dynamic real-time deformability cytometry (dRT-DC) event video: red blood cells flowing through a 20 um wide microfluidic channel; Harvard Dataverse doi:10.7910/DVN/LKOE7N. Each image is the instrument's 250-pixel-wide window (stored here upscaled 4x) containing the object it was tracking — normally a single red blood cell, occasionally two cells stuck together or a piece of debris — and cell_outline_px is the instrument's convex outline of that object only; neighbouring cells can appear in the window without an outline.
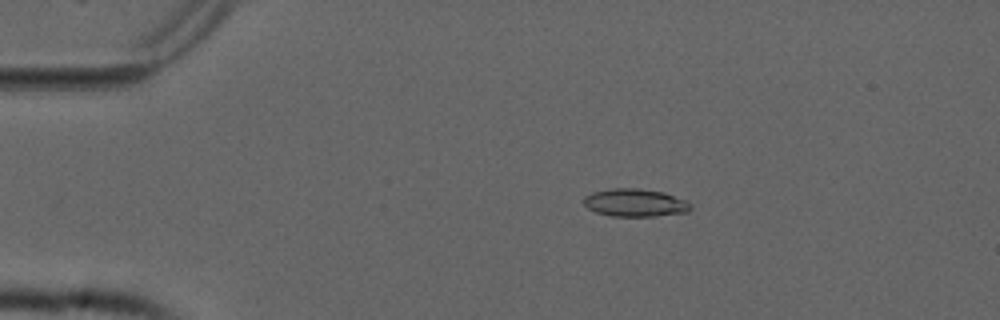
{"species": "common noctule bat (a hibernating species)", "species_latin": "Nyctalus noctula", "temperature_condition": "cold", "stored_images_in_passage": 41, "camera_frame_rate_fps": 3000, "um_per_image_px": 0.085, "animal": {"sex": "male", "forearm_length_mm": 52.5}, "frame": {"image": 1, "passage_image": 10, "time_ms": 3.0, "image_size_px": [1000, 320], "cell_outline_px": [[692, 208], [688, 212], [656, 216], [612, 216], [596, 212], [588, 208], [584, 204], [584, 196], [592, 192], [612, 188], [640, 188], [664, 192], [684, 200], [692, 204]], "centroid_in_image_um": [53.99, 17.23], "position_along_channel_um": 31.0, "area_um2": 17.4}}
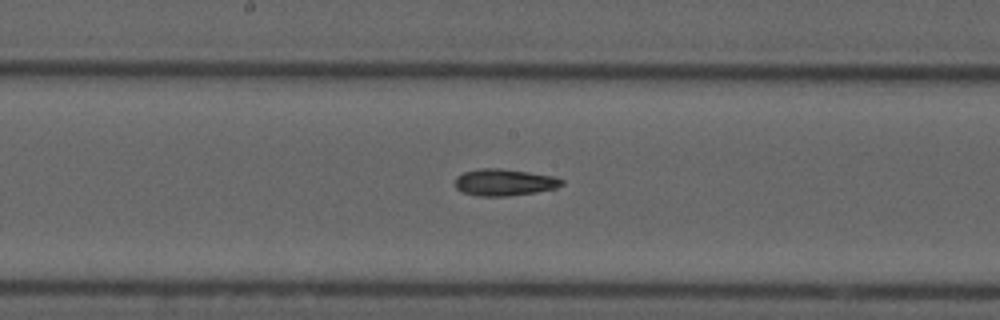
{"frame": {"image": 2, "passage_image": 28, "time_ms": 9.0, "image_size_px": [1000, 320], "cell_outline_px": [[564, 184], [556, 188], [508, 196], [480, 196], [464, 192], [456, 188], [456, 176], [464, 172], [480, 168], [500, 168], [556, 176], [564, 180]], "centroid_in_image_um": [42.89, 15.48], "position_along_channel_um": 205.3, "area_um2": 16.53}}
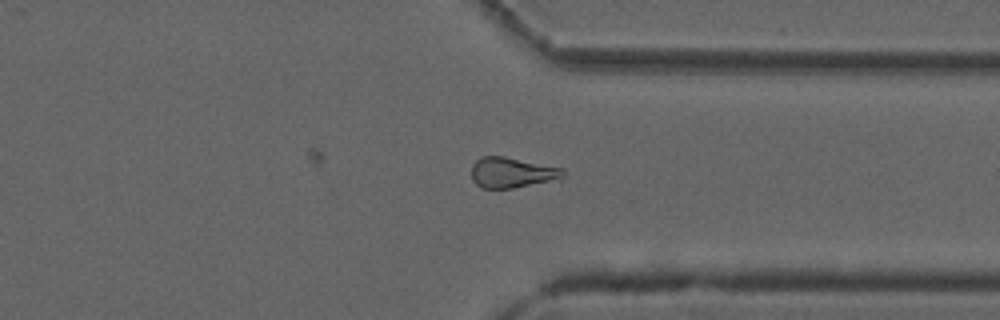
{"frame": {"image": 3, "passage_image": 41, "time_ms": 13.333, "image_size_px": [1000, 320], "cell_outline_px": [[564, 176], [560, 180], [512, 188], [480, 188], [472, 180], [472, 164], [480, 156], [504, 156], [564, 168]], "centroid_in_image_um": [43.53, 14.67], "position_along_channel_um": 367.9, "area_um2": 16.53}, "authors_computed_cell_mechanics": {"area_um2": 16.5886, "velocity_mm_per_s": 3.7655, "shape_relaxation_time_tau1_ms": null, "shape_relaxation_time_tau2_ms": 9.9155, "deformation_change_tau1": null, "deformation_change_tau2": 0.181}}